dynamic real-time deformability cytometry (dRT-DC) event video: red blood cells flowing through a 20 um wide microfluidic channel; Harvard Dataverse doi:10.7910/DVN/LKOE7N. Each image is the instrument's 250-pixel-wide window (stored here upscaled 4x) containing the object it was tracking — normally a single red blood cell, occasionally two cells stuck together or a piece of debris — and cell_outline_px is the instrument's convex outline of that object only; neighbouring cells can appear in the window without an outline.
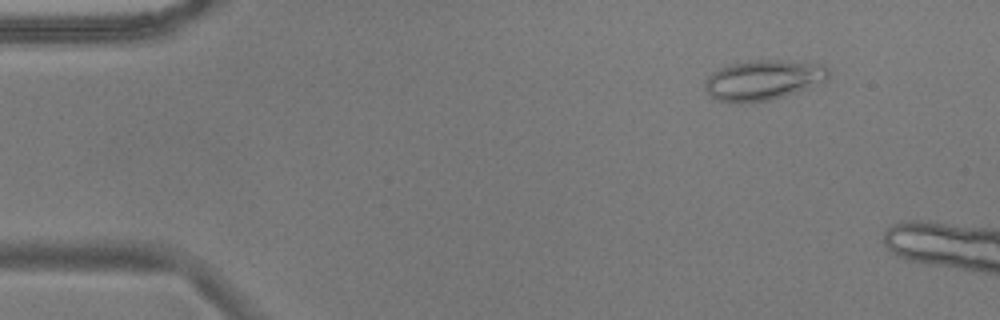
{"species": "common noctule bat (a hibernating species)", "species_latin": "Nyctalus noctula", "temperature_condition": "warm", "stored_images_in_passage": 9, "camera_frame_rate_fps": 3000, "um_per_image_px": 0.085, "animal": {"sex": "male", "body_mass_g": 17.9}, "frame": {"image": 1, "passage_image": 1, "time_ms": 0.0, "image_size_px": [1000, 320], "cell_outline_px": [[828, 76], [824, 80], [784, 96], [768, 100], [716, 100], [704, 88], [704, 80], [712, 72], [720, 68], [732, 64], [748, 60], [780, 60], [808, 64], [828, 68]], "centroid_in_image_um": [64.78, 6.77], "position_along_channel_um": 20.2, "area_um2": 27.46}}